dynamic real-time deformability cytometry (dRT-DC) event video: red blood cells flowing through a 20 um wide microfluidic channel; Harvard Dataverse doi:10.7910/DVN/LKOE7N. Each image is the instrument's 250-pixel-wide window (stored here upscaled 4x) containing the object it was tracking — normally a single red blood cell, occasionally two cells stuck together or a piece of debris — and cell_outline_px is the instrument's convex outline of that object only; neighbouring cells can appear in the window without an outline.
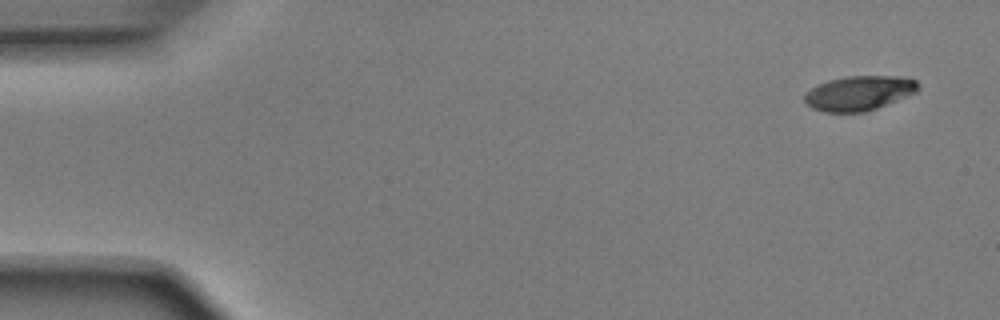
{"species": "Egyptian fruit bat (a non-hibernating species)", "species_latin": "Rousettus aegyptiacus", "temperature_condition": "room temperature", "stored_images_in_passage": 5, "camera_frame_rate_fps": 3000, "um_per_image_px": 0.085, "animal": {"sex": "male"}, "frame": {"image": 1, "passage_image": 1, "time_ms": 0.0, "image_size_px": [1000, 320], "cell_outline_px": [[920, 88], [916, 92], [876, 108], [864, 112], [824, 112], [812, 108], [804, 104], [804, 92], [816, 84], [828, 80], [848, 76], [900, 76], [916, 80], [920, 84]], "centroid_in_image_um": [72.97, 7.91], "position_along_channel_um": 12.0, "area_um2": 23.12}}
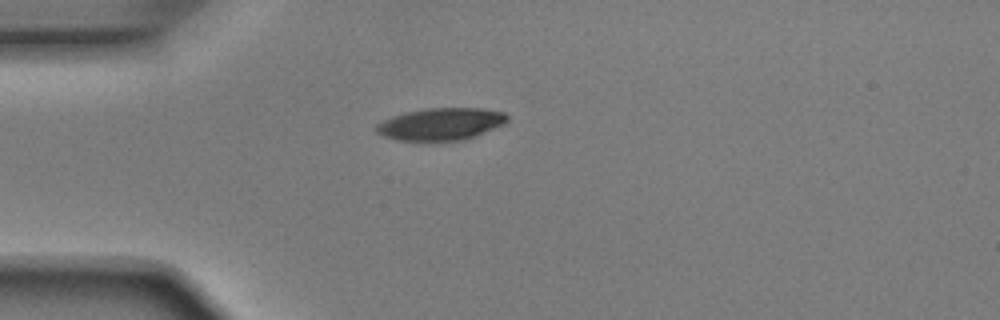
{"frame": {"image": 2, "passage_image": 4, "time_ms": 1.0, "image_size_px": [1000, 320], "cell_outline_px": [[508, 120], [504, 124], [476, 136], [460, 140], [396, 140], [384, 136], [376, 132], [376, 124], [392, 116], [404, 112], [428, 108], [480, 108], [504, 112], [508, 116]], "centroid_in_image_um": [37.48, 10.53], "position_along_channel_um": 47.5, "area_um2": 24.45}}